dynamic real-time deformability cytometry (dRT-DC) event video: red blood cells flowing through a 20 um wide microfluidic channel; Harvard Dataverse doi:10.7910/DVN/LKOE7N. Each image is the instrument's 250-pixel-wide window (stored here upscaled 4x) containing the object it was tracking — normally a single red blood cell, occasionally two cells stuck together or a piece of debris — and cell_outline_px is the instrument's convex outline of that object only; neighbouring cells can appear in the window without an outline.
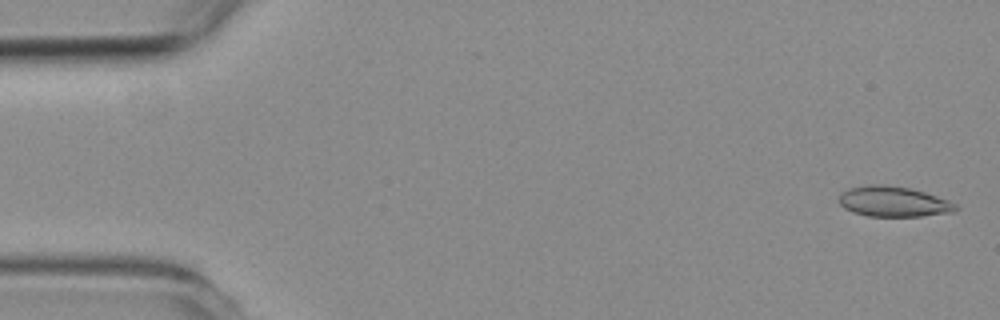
{"species": "common noctule bat (a hibernating species)", "species_latin": "Nyctalus noctula", "temperature_condition": "room temperature", "stored_images_in_passage": 55, "camera_frame_rate_fps": 3000, "um_per_image_px": 0.085, "animal": {"sex": "female", "body_mass_g": 19.3, "forearm_length_mm": 54.1}, "frame": {"image": 1, "passage_image": 2, "time_ms": 0.333, "image_size_px": [1000, 320], "cell_outline_px": [[956, 212], [920, 216], [868, 216], [852, 212], [844, 208], [840, 204], [840, 192], [848, 188], [868, 184], [884, 184], [908, 188], [924, 192], [948, 200], [956, 204]], "centroid_in_image_um": [75.91, 17.13], "position_along_channel_um": 9.1, "area_um2": 20.63}}
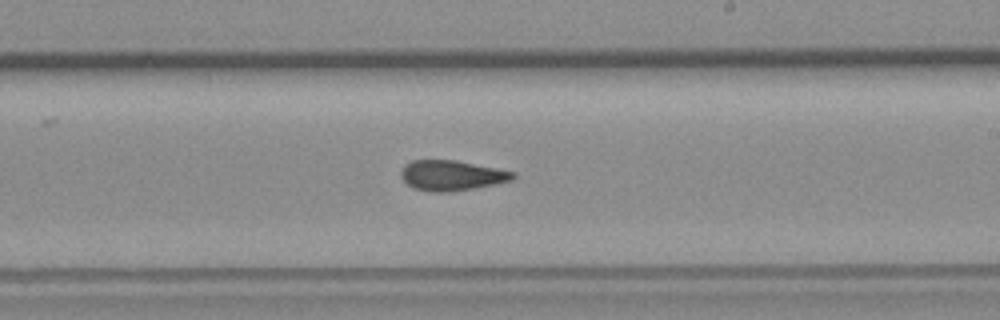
{"frame": {"image": 2, "passage_image": 32, "time_ms": 10.333, "image_size_px": [1000, 320], "cell_outline_px": [[516, 176], [512, 180], [496, 184], [476, 188], [448, 192], [432, 192], [412, 188], [400, 176], [400, 172], [404, 164], [412, 160], [456, 160], [516, 172]], "centroid_in_image_um": [38.38, 14.91], "position_along_channel_um": 250.6, "area_um2": 19.88}}
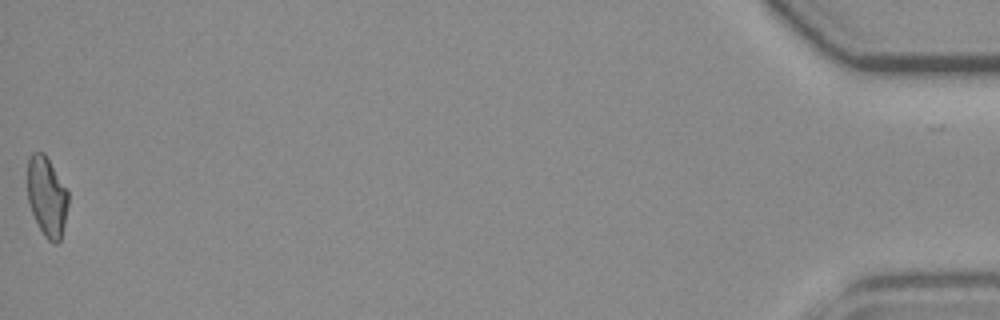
{"frame": {"image": 3, "passage_image": 55, "time_ms": 18.0, "image_size_px": [1000, 320], "cell_outline_px": [[68, 204], [64, 224], [60, 240], [56, 244], [52, 244], [44, 236], [32, 212], [28, 200], [28, 160], [32, 152], [44, 152], [68, 192]], "centroid_in_image_um": [3.98, 16.72], "position_along_channel_um": 431.2, "area_um2": 18.67}, "authors_computed_cell_mechanics": {"area_um2": 19.941, "velocity_mm_per_s": 3.7466, "shape_relaxation_time_tau1_ms": null, "shape_relaxation_time_tau2_ms": 2.4984, "deformation_change_tau1": null, "deformation_change_tau2": 0.0907}}